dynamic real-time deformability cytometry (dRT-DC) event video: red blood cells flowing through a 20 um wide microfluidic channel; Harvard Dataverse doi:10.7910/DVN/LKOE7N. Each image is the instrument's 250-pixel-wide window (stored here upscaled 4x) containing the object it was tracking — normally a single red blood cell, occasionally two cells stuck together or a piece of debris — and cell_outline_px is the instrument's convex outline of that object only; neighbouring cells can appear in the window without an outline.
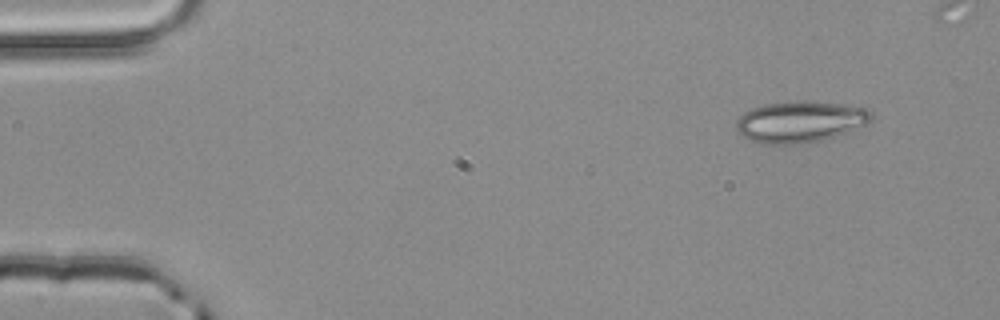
{"species": "common noctule bat (a hibernating species)", "species_latin": "Nyctalus noctula", "temperature_condition": "room temperature", "stored_images_in_passage": 3, "camera_frame_rate_fps": 3000, "um_per_image_px": 0.085, "animal": {"sex": "male", "body_mass_g": 20.4}, "frame": {"image": 1, "passage_image": 1, "time_ms": 0.0, "image_size_px": [1000, 320], "cell_outline_px": [[872, 120], [868, 124], [820, 140], [800, 144], [768, 144], [752, 140], [744, 136], [736, 128], [736, 120], [744, 112], [752, 108], [764, 104], [804, 100], [868, 108], [872, 112]], "centroid_in_image_um": [68.01, 10.34], "position_along_channel_um": 17.0, "area_um2": 32.14}}
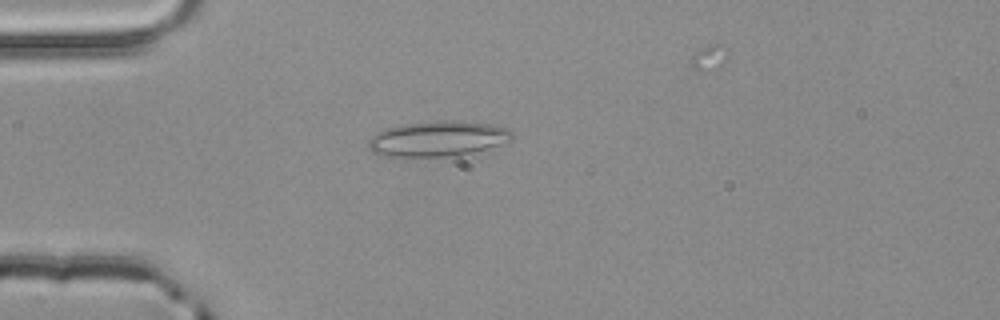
{"frame": {"image": 2, "passage_image": 3, "time_ms": 0.667, "image_size_px": [1000, 320], "cell_outline_px": [[512, 140], [464, 156], [384, 156], [372, 152], [368, 148], [368, 140], [372, 136], [388, 128], [400, 124], [440, 120], [456, 120], [492, 124], [508, 128], [512, 132]], "centroid_in_image_um": [37.24, 11.79], "position_along_channel_um": 47.8, "area_um2": 29.82}}